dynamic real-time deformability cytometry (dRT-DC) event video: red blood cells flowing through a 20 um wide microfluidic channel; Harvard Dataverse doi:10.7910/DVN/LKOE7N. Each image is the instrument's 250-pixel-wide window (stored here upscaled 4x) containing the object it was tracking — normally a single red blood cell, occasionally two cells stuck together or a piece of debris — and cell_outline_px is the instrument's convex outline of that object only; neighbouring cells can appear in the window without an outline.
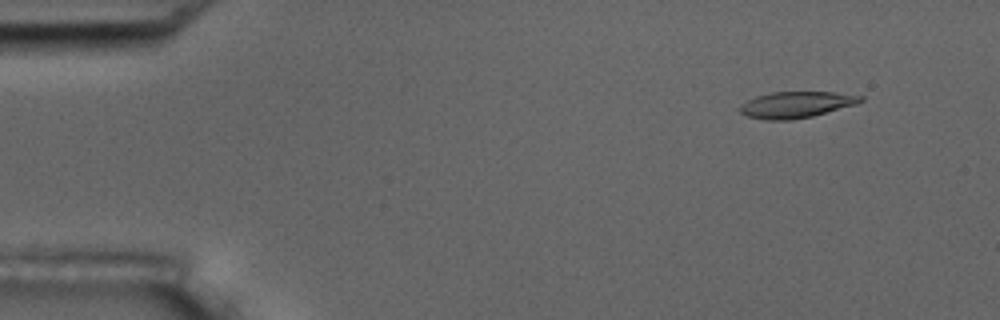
{"species": "common noctule bat (a hibernating species)", "species_latin": "Nyctalus noctula", "temperature_condition": "room temperature", "stored_images_in_passage": 5, "camera_frame_rate_fps": 3000, "um_per_image_px": 0.085, "animal": {"sex": "male", "body_mass_g": 17.5, "forearm_length_mm": 52.3}, "frame": {"image": 1, "passage_image": 2, "time_ms": 1.333, "image_size_px": [1000, 320], "cell_outline_px": [[864, 100], [856, 104], [812, 116], [792, 120], [764, 120], [748, 116], [740, 112], [740, 104], [756, 96], [772, 92], [832, 92], [864, 96]], "centroid_in_image_um": [67.67, 8.9], "position_along_channel_um": 17.3, "area_um2": 18.38}}
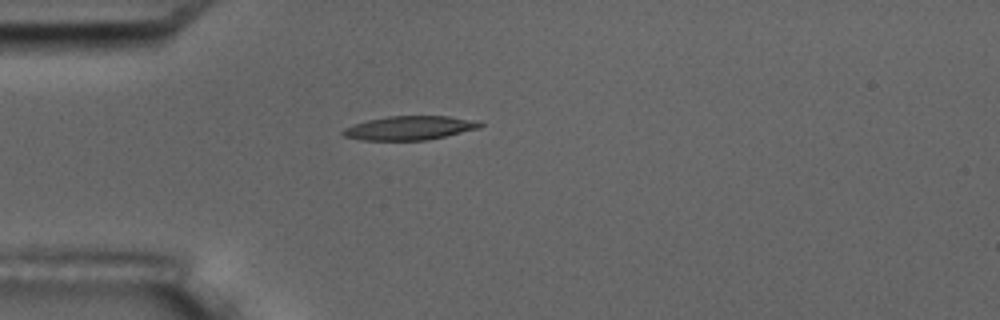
{"frame": {"image": 2, "passage_image": 5, "time_ms": 4.667, "image_size_px": [1000, 320], "cell_outline_px": [[484, 124], [480, 128], [444, 136], [424, 140], [360, 140], [344, 136], [340, 132], [344, 128], [352, 124], [368, 120], [388, 116], [448, 116], [480, 120]], "centroid_in_image_um": [34.82, 10.87], "position_along_channel_um": 50.2, "area_um2": 19.19}}